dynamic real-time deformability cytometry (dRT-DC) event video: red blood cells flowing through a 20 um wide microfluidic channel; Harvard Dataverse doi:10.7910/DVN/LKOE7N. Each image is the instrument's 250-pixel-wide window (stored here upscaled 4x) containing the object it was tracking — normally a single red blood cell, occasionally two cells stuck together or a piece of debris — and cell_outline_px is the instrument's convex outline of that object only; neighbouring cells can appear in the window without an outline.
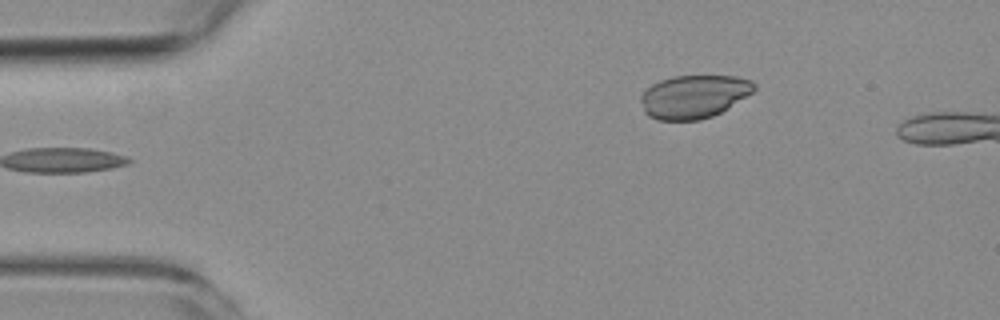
{"species": "common noctule bat (a hibernating species)", "species_latin": "Nyctalus noctula", "temperature_condition": "room temperature", "stored_images_in_passage": 5, "camera_frame_rate_fps": 3000, "um_per_image_px": 0.085, "animal": {"sex": "female", "body_mass_g": 19.3, "forearm_length_mm": 54.1}, "frame": {"image": 1, "passage_image": 5, "time_ms": 5.333, "image_size_px": [1000, 320], "cell_outline_px": [[756, 88], [752, 92], [728, 108], [712, 116], [700, 120], [656, 120], [648, 116], [644, 112], [640, 100], [640, 96], [652, 84], [660, 80], [672, 76], [736, 76], [752, 80], [756, 84]], "centroid_in_image_um": [58.97, 8.21], "position_along_channel_um": 26.0, "area_um2": 28.61}}